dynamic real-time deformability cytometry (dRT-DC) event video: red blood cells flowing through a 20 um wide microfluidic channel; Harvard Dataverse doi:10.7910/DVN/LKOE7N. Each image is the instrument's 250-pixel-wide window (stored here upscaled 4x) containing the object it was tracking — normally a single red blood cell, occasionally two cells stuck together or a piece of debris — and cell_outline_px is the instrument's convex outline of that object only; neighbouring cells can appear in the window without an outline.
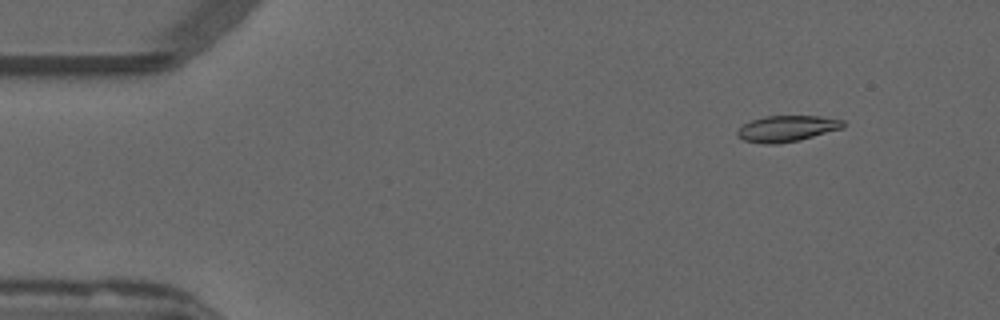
{"species": "common noctule bat (a hibernating species)", "species_latin": "Nyctalus noctula", "temperature_condition": "warm", "stored_images_in_passage": 11, "camera_frame_rate_fps": 3000, "um_per_image_px": 0.085, "animal": {"sex": "male", "forearm_length_mm": 52.5}, "frame": {"image": 1, "passage_image": 6, "time_ms": 1.667, "image_size_px": [1000, 320], "cell_outline_px": [[844, 128], [800, 140], [776, 144], [764, 144], [744, 140], [736, 136], [736, 132], [744, 124], [752, 120], [764, 116], [820, 116], [844, 120]], "centroid_in_image_um": [66.9, 10.93], "position_along_channel_um": 18.1, "area_um2": 16.13}}